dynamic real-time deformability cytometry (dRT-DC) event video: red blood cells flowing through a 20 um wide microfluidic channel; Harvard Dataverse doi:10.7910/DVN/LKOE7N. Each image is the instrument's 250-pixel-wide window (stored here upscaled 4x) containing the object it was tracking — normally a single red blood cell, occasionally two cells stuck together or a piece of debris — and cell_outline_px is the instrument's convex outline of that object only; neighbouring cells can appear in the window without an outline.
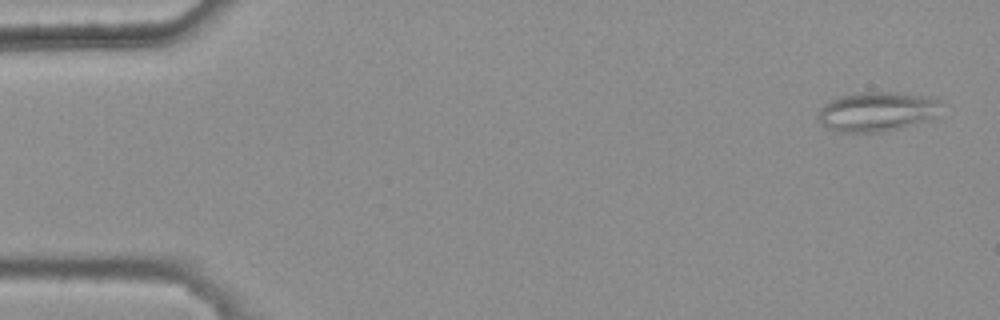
{"species": "common noctule bat (a hibernating species)", "species_latin": "Nyctalus noctula", "temperature_condition": "warm", "stored_images_in_passage": 4, "camera_frame_rate_fps": 3000, "um_per_image_px": 0.085, "animal": {"sex": "female", "body_mass_g": 25.1}, "frame": {"image": 1, "passage_image": 1, "time_ms": 0.0, "image_size_px": [1000, 320], "cell_outline_px": [[948, 104], [936, 120], [900, 128], [880, 132], [836, 132], [824, 128], [820, 124], [820, 108], [824, 104], [840, 96], [864, 92], [896, 92], [936, 96], [944, 100]], "centroid_in_image_um": [74.76, 9.48], "position_along_channel_um": 10.2, "area_um2": 29.65}}